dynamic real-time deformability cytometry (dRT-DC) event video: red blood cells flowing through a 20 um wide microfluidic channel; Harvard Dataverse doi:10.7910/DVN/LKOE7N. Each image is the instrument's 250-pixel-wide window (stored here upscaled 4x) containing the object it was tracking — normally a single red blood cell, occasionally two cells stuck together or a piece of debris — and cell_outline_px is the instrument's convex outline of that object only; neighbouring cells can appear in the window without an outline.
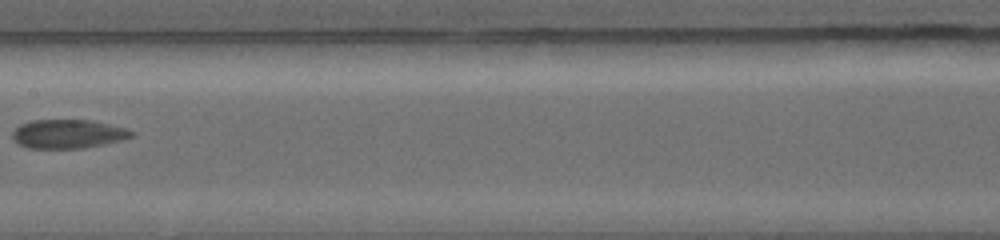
{"species": "common noctule bat (a hibernating species)", "species_latin": "Nyctalus noctula", "temperature_condition": "warm", "stored_images_in_passage": 10, "camera_frame_rate_fps": 5000, "um_per_image_px": 0.085, "animal": {"sex": "female", "body_mass_g": 19.0, "forearm_length_mm": 56.7}, "frame": {"image": 1, "passage_image": 10, "time_ms": 3.2, "image_size_px": [1000, 240], "cell_outline_px": [[136, 132], [132, 136], [120, 140], [104, 144], [84, 148], [28, 148], [12, 140], [12, 132], [20, 124], [32, 120], [92, 120], [128, 128]], "centroid_in_image_um": [5.79, 11.38], "position_along_channel_um": 201.6, "area_um2": 20.11}}